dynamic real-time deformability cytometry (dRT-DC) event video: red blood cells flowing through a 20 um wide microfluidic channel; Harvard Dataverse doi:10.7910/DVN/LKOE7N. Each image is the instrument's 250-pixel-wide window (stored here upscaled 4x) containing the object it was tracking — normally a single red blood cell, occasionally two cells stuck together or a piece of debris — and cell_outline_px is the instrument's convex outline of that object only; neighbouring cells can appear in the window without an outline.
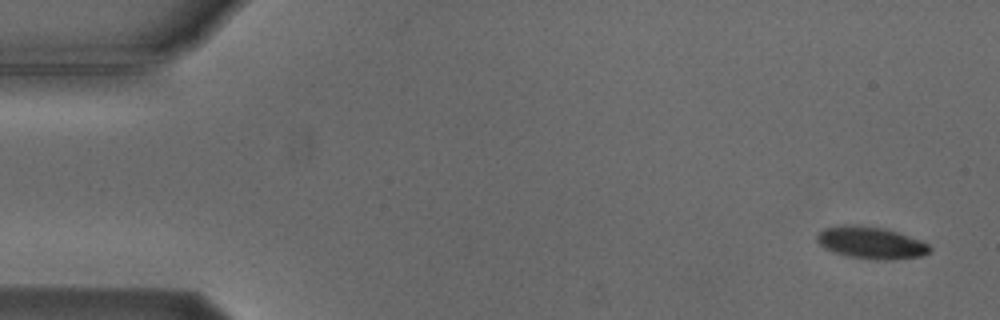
{"species": "Egyptian fruit bat (a non-hibernating species)", "species_latin": "Rousettus aegyptiacus", "temperature_condition": "cold", "stored_images_in_passage": 4, "camera_frame_rate_fps": 3000, "um_per_image_px": 0.085, "animal": {"sex": "male"}, "frame": {"image": 1, "passage_image": 1, "time_ms": 0.0, "image_size_px": [1000, 320], "cell_outline_px": [[932, 252], [920, 256], [892, 260], [876, 260], [848, 256], [824, 248], [816, 240], [816, 236], [824, 228], [844, 224], [856, 224], [884, 228], [920, 240], [928, 244], [932, 248]], "centroid_in_image_um": [74.04, 20.63], "position_along_channel_um": 11.0, "area_um2": 21.1}}